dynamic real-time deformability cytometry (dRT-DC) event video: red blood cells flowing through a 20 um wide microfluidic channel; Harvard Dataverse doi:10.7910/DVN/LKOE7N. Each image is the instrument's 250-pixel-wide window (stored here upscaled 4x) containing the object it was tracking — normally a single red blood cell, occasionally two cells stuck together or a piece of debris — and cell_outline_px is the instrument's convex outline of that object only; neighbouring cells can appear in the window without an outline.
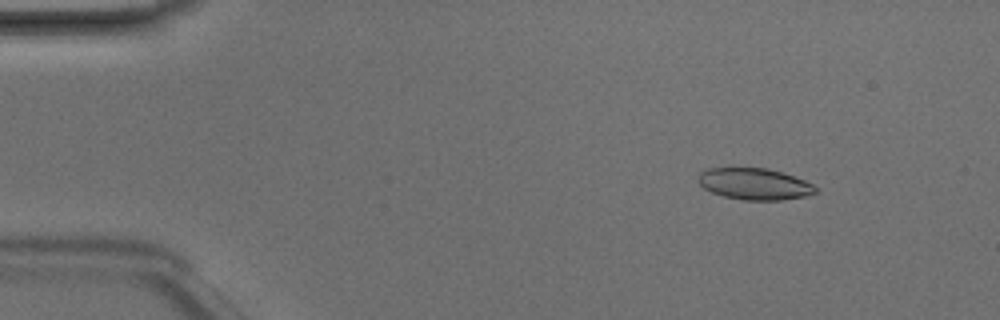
{"species": "Egyptian fruit bat (a non-hibernating species)", "species_latin": "Rousettus aegyptiacus", "temperature_condition": "room temperature", "stored_images_in_passage": 48, "camera_frame_rate_fps": 3000, "um_per_image_px": 0.085, "animal": {"sex": "male"}, "frame": {"image": 1, "passage_image": 6, "time_ms": 1.667, "image_size_px": [1000, 320], "cell_outline_px": [[816, 192], [804, 196], [780, 200], [744, 200], [724, 196], [712, 192], [704, 188], [696, 180], [696, 176], [700, 172], [708, 168], [768, 168], [804, 180], [812, 184], [816, 188]], "centroid_in_image_um": [64.07, 15.63], "position_along_channel_um": 20.9, "area_um2": 21.39}}
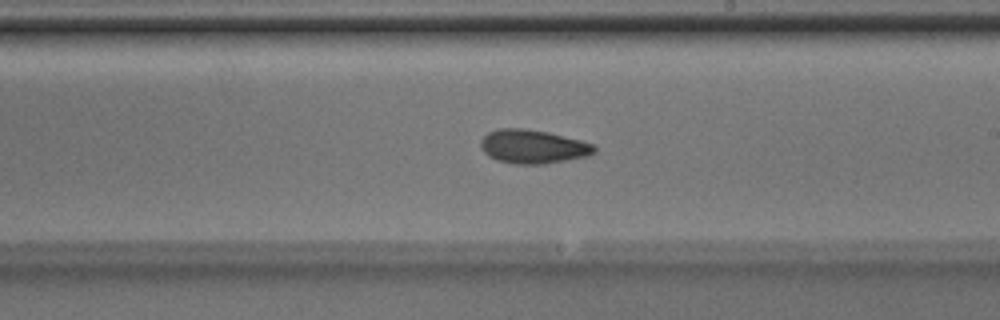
{"frame": {"image": 2, "passage_image": 28, "time_ms": 9.0, "image_size_px": [1000, 320], "cell_outline_px": [[596, 152], [588, 156], [544, 164], [516, 164], [496, 160], [488, 156], [484, 152], [480, 144], [480, 140], [488, 132], [496, 128], [524, 128], [548, 132], [580, 140], [592, 144], [596, 148]], "centroid_in_image_um": [45.28, 12.46], "position_along_channel_um": 243.7, "area_um2": 22.43}}
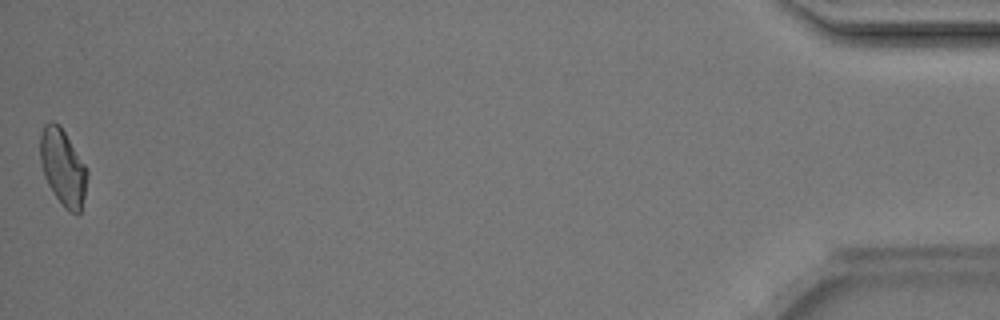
{"frame": {"image": 3, "passage_image": 48, "time_ms": 15.667, "image_size_px": [1000, 320], "cell_outline_px": [[88, 172], [84, 196], [80, 212], [76, 216], [68, 212], [64, 208], [48, 184], [44, 176], [40, 160], [40, 136], [44, 124], [52, 120], [60, 124], [84, 164]], "centroid_in_image_um": [5.34, 14.22], "position_along_channel_um": 429.9, "area_um2": 20.87}, "authors_computed_cell_mechanics": {"area_um2": 21.7906, "velocity_mm_per_s": 4.2118, "shape_relaxation_time_tau1_ms": 3.0399, "shape_relaxation_time_tau2_ms": 2.1887, "deformation_change_tau1": 0.1127, "deformation_change_tau2": 0.0872}}